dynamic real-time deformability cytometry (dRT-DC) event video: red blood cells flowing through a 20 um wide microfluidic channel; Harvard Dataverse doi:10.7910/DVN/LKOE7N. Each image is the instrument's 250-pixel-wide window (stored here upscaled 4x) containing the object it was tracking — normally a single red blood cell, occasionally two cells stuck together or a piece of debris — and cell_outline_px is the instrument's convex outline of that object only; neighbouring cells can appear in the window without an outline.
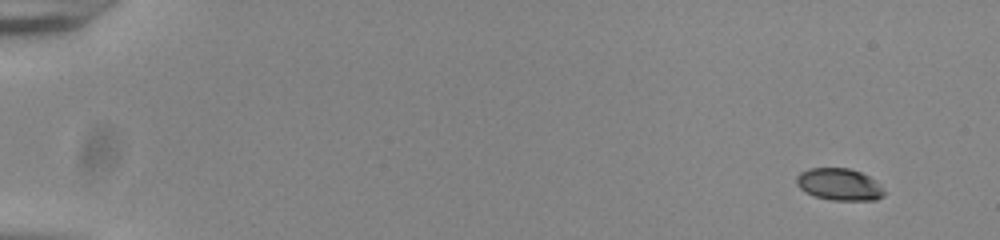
{"species": "common noctule bat (a hibernating species)", "species_latin": "Nyctalus noctula", "temperature_condition": "room temperature", "stored_images_in_passage": 52, "camera_frame_rate_fps": 3000, "um_per_image_px": 0.085, "animal": {"sex": "male", "body_mass_g": 20.0, "forearm_length_mm": 53.3}, "frame": {"image": 1, "passage_image": 1, "time_ms": 0.0, "image_size_px": [1000, 240], "cell_outline_px": [[884, 196], [876, 200], [832, 200], [816, 196], [804, 192], [796, 184], [796, 176], [800, 172], [808, 168], [848, 168], [860, 172], [868, 176], [884, 192]], "centroid_in_image_um": [71.27, 15.67], "position_along_channel_um": 13.7, "area_um2": 16.13}}
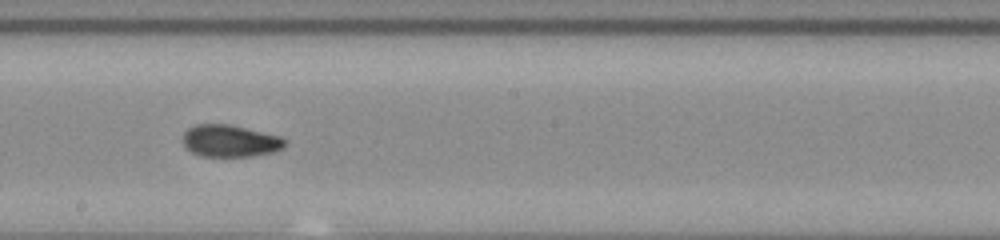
{"frame": {"image": 2, "passage_image": 30, "time_ms": 9.667, "image_size_px": [1000, 240], "cell_outline_px": [[288, 144], [284, 148], [272, 152], [252, 156], [200, 156], [192, 152], [180, 140], [184, 132], [188, 128], [196, 124], [232, 124], [280, 136], [288, 140]], "centroid_in_image_um": [19.58, 11.96], "position_along_channel_um": 228.6, "area_um2": 19.36}}
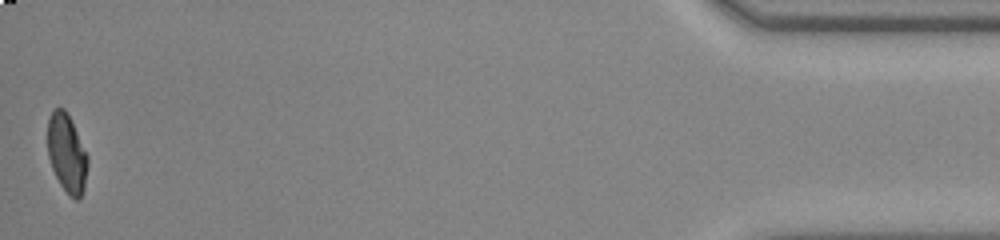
{"frame": {"image": 3, "passage_image": 52, "time_ms": 17.0, "image_size_px": [1000, 240], "cell_outline_px": [[88, 164], [84, 188], [80, 200], [76, 200], [68, 196], [60, 184], [52, 168], [48, 156], [48, 120], [52, 108], [64, 108], [68, 112], [88, 156]], "centroid_in_image_um": [5.69, 13.03], "position_along_channel_um": 429.5, "area_um2": 18.55}, "authors_computed_cell_mechanics": {"area_um2": 18.8428, "velocity_mm_per_s": 3.8548, "shape_relaxation_time_tau1_ms": null, "shape_relaxation_time_tau2_ms": 1.6502, "deformation_change_tau1": null, "deformation_change_tau2": 0.062}}